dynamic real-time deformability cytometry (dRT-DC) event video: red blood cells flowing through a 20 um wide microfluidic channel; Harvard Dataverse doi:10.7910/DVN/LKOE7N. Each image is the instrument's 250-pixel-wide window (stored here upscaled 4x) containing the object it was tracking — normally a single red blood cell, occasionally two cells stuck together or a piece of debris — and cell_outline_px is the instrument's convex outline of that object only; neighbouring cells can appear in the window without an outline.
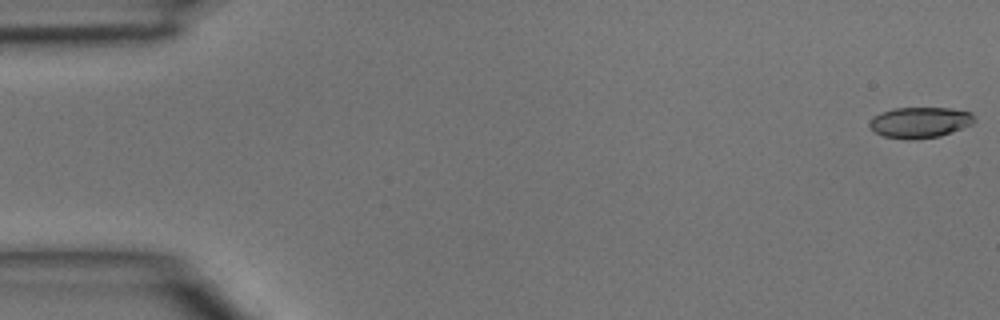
{"species": "common noctule bat (a hibernating species)", "species_latin": "Nyctalus noctula", "temperature_condition": "room temperature", "stored_images_in_passage": 47, "camera_frame_rate_fps": 3000, "um_per_image_px": 0.085, "animal": {"sex": "male", "body_mass_g": 15.6}, "frame": {"image": 1, "passage_image": 1, "time_ms": 0.0, "image_size_px": [1000, 320], "cell_outline_px": [[976, 120], [972, 124], [952, 132], [940, 136], [908, 140], [884, 136], [876, 132], [868, 124], [872, 116], [880, 112], [892, 108], [952, 108], [972, 112]], "centroid_in_image_um": [78.2, 10.39], "position_along_channel_um": 6.8, "area_um2": 18.96}}
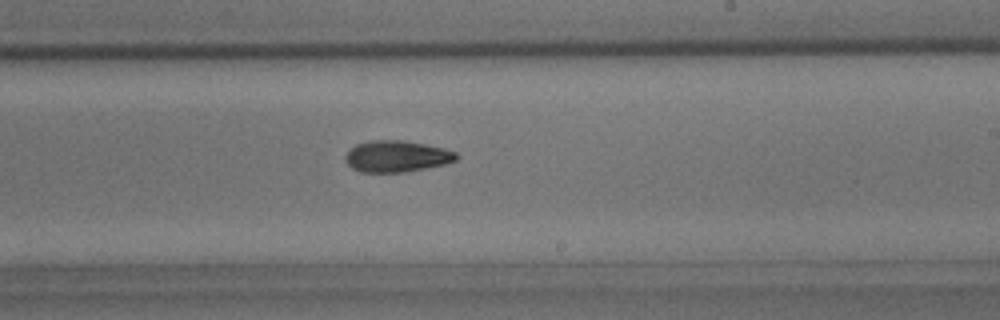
{"frame": {"image": 2, "passage_image": 28, "time_ms": 9.0, "image_size_px": [1000, 320], "cell_outline_px": [[460, 156], [456, 160], [444, 164], [404, 172], [360, 172], [352, 168], [348, 164], [344, 156], [356, 144], [372, 140], [404, 140], [444, 148], [456, 152]], "centroid_in_image_um": [33.72, 13.28], "position_along_channel_um": 255.3, "area_um2": 20.23}}
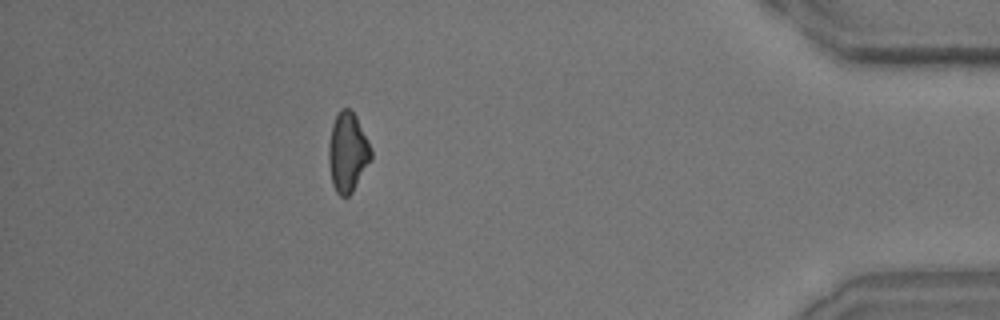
{"frame": {"image": 3, "passage_image": 42, "time_ms": 13.667, "image_size_px": [1000, 320], "cell_outline_px": [[372, 160], [352, 192], [348, 196], [340, 196], [336, 192], [332, 184], [328, 160], [328, 144], [332, 124], [340, 108], [348, 108], [356, 116], [372, 148]], "centroid_in_image_um": [29.55, 12.95], "position_along_channel_um": 405.6, "area_um2": 19.83}}